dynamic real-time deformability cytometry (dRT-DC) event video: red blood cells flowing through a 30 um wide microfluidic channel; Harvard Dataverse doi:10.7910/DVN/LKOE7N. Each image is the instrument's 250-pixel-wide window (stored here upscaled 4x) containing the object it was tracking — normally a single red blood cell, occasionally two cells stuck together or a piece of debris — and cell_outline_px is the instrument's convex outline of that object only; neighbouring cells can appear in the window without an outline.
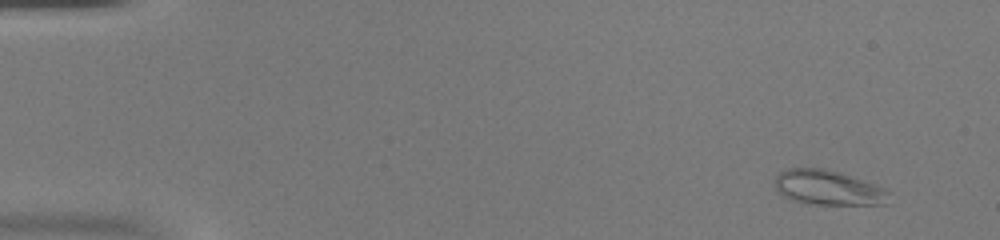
{"species": "common noctule bat (a hibernating species)", "species_latin": "Nyctalus noctula", "temperature_condition": "warm", "stored_images_in_passage": 49, "camera_frame_rate_fps": 3000, "um_per_image_px": 0.085, "animal": {"sex": "female", "body_mass_g": 20.0, "forearm_length_mm": 54.0}, "frame": {"image": 1, "passage_image": 1, "time_ms": 0.0, "image_size_px": [1000, 240], "cell_outline_px": [[888, 204], [808, 204], [792, 200], [784, 196], [776, 188], [776, 176], [780, 172], [788, 168], [824, 168], [884, 188], [888, 192]], "centroid_in_image_um": [70.35, 15.96], "position_along_channel_um": 14.6, "area_um2": 22.6}}
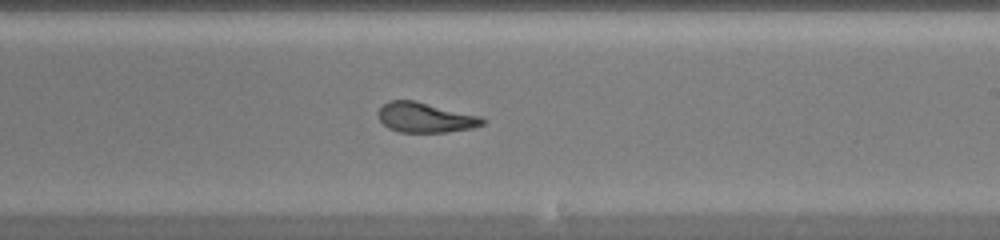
{"frame": {"image": 2, "passage_image": 29, "time_ms": 9.333, "image_size_px": [1000, 240], "cell_outline_px": [[484, 124], [472, 128], [444, 132], [400, 132], [388, 128], [380, 120], [376, 112], [388, 100], [412, 100], [480, 116], [484, 120]], "centroid_in_image_um": [36.1, 9.99], "position_along_channel_um": 252.9, "area_um2": 17.98}}
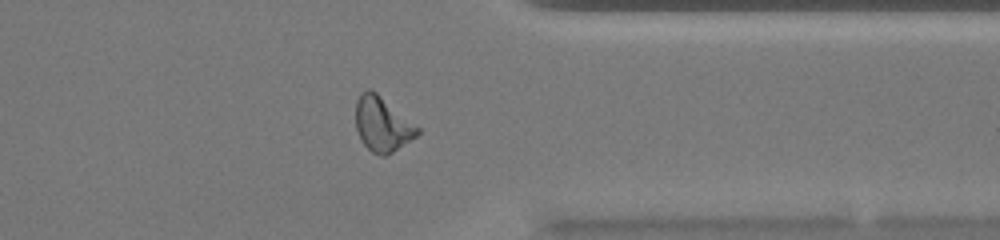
{"frame": {"image": 3, "passage_image": 39, "time_ms": 12.667, "image_size_px": [1000, 240], "cell_outline_px": [[420, 132], [416, 136], [392, 152], [384, 156], [380, 156], [372, 152], [360, 140], [356, 128], [356, 100], [360, 92], [368, 88], [372, 88], [420, 128]], "centroid_in_image_um": [32.47, 10.53], "position_along_channel_um": 378.9, "area_um2": 19.71}, "authors_computed_cell_mechanics": {"area_um2": 19.9988, "velocity_mm_per_s": 3.9317, "shape_relaxation_time_tau1_ms": null, "shape_relaxation_time_tau2_ms": 1.7994, "deformation_change_tau1": null, "deformation_change_tau2": 0.0884}}